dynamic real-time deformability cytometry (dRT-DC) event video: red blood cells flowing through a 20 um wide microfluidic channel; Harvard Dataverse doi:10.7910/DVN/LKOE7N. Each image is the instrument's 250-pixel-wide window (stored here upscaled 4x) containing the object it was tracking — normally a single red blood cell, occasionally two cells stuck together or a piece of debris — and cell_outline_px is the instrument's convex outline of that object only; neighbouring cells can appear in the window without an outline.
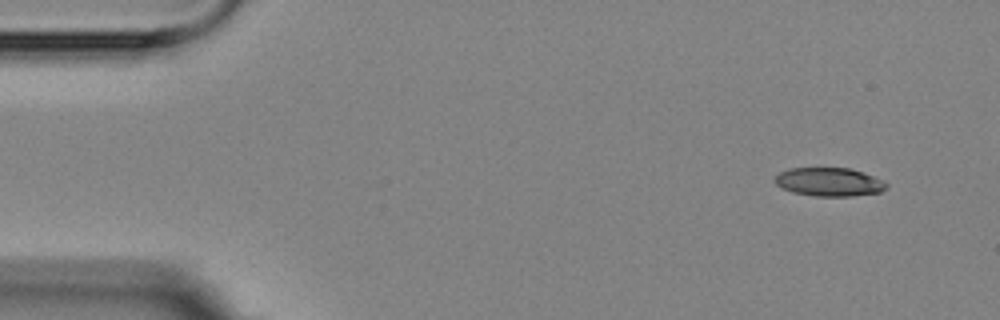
{"species": "Egyptian fruit bat (a non-hibernating species)", "species_latin": "Rousettus aegyptiacus", "temperature_condition": "room temperature", "stored_images_in_passage": 5, "camera_frame_rate_fps": 3000, "um_per_image_px": 0.085, "animal": {"sex": "female"}, "frame": {"image": 1, "passage_image": 1, "time_ms": 0.0, "image_size_px": [1000, 320], "cell_outline_px": [[888, 188], [880, 192], [852, 196], [816, 196], [792, 192], [780, 188], [772, 180], [780, 172], [788, 168], [848, 168], [884, 180], [888, 184]], "centroid_in_image_um": [70.45, 15.47], "position_along_channel_um": 14.5, "area_um2": 18.61}}